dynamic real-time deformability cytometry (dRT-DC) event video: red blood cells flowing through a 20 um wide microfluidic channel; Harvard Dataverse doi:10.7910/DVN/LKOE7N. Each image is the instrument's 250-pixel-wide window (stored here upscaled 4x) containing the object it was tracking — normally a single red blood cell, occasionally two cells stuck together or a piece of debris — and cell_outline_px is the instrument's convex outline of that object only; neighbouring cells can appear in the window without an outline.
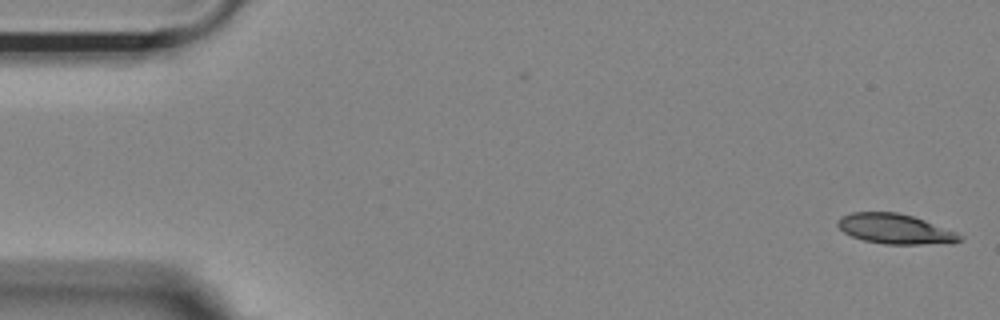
{"species": "Egyptian fruit bat (a non-hibernating species)", "species_latin": "Rousettus aegyptiacus", "temperature_condition": "room temperature", "stored_images_in_passage": 55, "camera_frame_rate_fps": 3000, "um_per_image_px": 0.085, "animal": {"sex": "female"}, "frame": {"image": 1, "passage_image": 1, "time_ms": 0.0, "image_size_px": [1000, 320], "cell_outline_px": [[964, 240], [952, 244], [884, 244], [864, 240], [852, 236], [844, 232], [836, 224], [836, 220], [840, 216], [852, 212], [896, 212], [912, 216], [924, 220], [956, 232], [964, 236]], "centroid_in_image_um": [76.11, 19.47], "position_along_channel_um": 8.9, "area_um2": 21.5}}
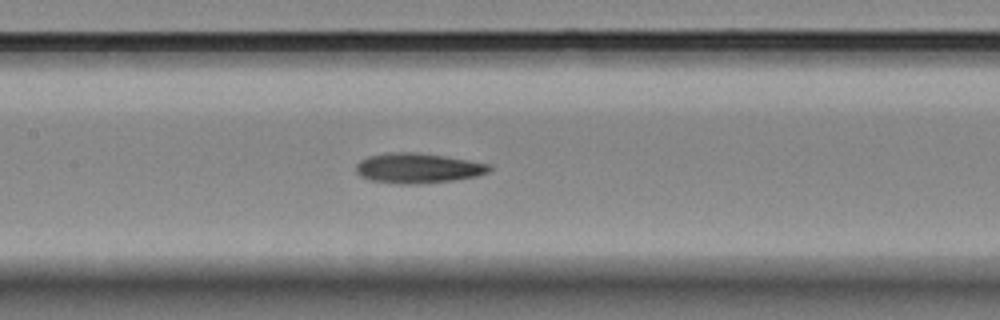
{"frame": {"image": 2, "passage_image": 25, "time_ms": 8.0, "image_size_px": [1000, 320], "cell_outline_px": [[492, 168], [488, 172], [476, 176], [452, 180], [408, 184], [400, 184], [372, 180], [360, 176], [356, 172], [356, 164], [360, 160], [368, 156], [388, 152], [416, 152], [444, 156], [492, 164]], "centroid_in_image_um": [35.51, 14.27], "position_along_channel_um": 171.9, "area_um2": 23.18}}
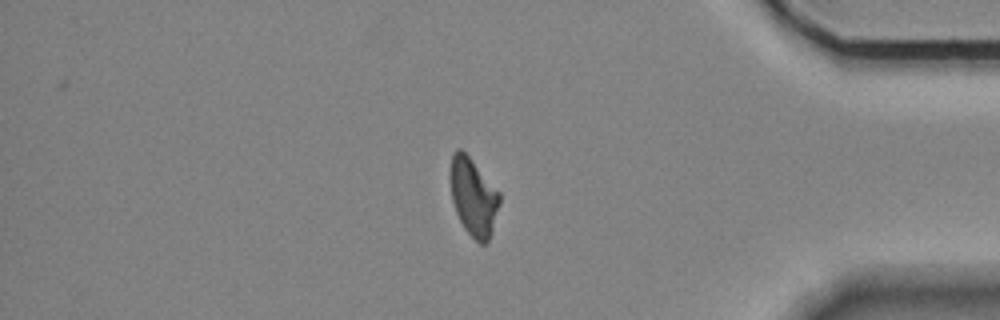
{"frame": {"image": 3, "passage_image": 46, "time_ms": 15.0, "image_size_px": [1000, 320], "cell_outline_px": [[500, 204], [492, 232], [488, 240], [484, 244], [480, 244], [464, 228], [456, 212], [452, 200], [448, 176], [452, 152], [456, 148], [460, 148], [472, 160], [500, 192]], "centroid_in_image_um": [40.21, 16.7], "position_along_channel_um": 395.0, "area_um2": 22.54}, "authors_computed_cell_mechanics": {"area_um2": 22.5998, "velocity_mm_per_s": 3.6102, "shape_relaxation_time_tau1_ms": 8.2118, "shape_relaxation_time_tau2_ms": 7.1881, "deformation_change_tau1": 0.214, "deformation_change_tau2": 0.1537}}